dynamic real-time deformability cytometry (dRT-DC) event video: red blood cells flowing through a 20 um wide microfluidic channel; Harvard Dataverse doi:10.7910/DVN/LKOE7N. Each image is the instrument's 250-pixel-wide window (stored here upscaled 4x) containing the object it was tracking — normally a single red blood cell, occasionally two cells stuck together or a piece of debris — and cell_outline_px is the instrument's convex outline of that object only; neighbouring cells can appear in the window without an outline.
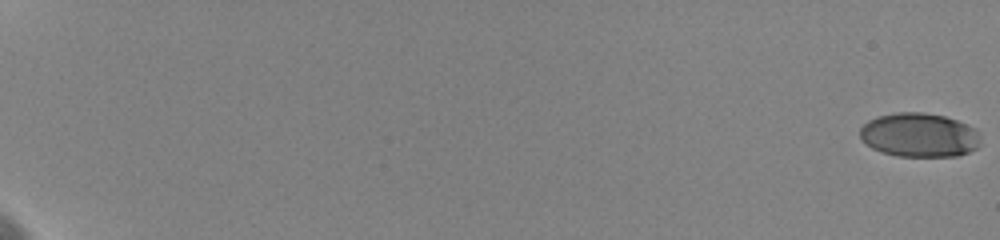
{"species": "human", "species_latin": "Homo sapiens", "temperature_condition": "cold", "stored_images_in_passage": 25, "camera_frame_rate_fps": 3000, "um_per_image_px": 0.085, "donor": {"sex": "female"}, "frame": {"image": 1, "passage_image": 1, "time_ms": 0.0, "image_size_px": [1000, 240], "cell_outline_px": [[980, 144], [976, 148], [968, 152], [956, 156], [896, 156], [880, 152], [872, 148], [860, 136], [860, 128], [868, 120], [876, 116], [896, 112], [924, 112], [944, 116], [956, 120], [976, 128], [980, 136]], "centroid_in_image_um": [78.14, 11.47], "position_along_channel_um": 6.9, "area_um2": 31.1}}
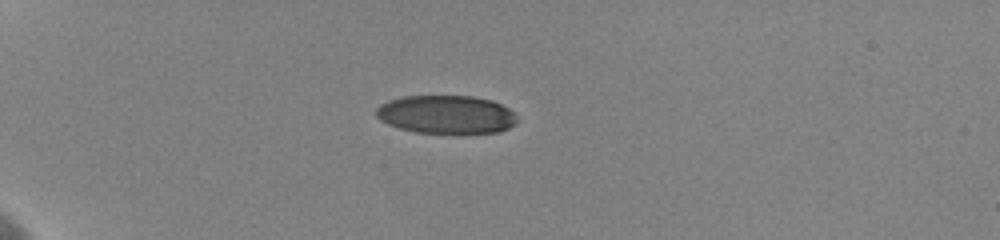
{"frame": {"image": 2, "passage_image": 10, "time_ms": 6.333, "image_size_px": [1000, 240], "cell_outline_px": [[516, 124], [500, 132], [416, 132], [400, 128], [388, 124], [380, 120], [376, 116], [376, 108], [380, 104], [388, 100], [400, 96], [472, 96], [492, 100], [516, 112]], "centroid_in_image_um": [37.92, 9.71], "position_along_channel_um": 47.1, "area_um2": 31.39}}
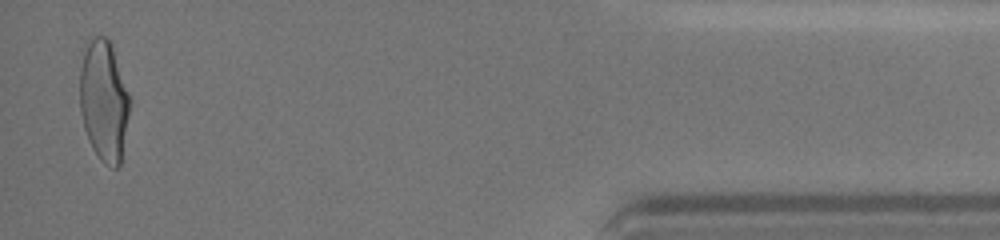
{"frame": {"image": 3, "passage_image": 25, "time_ms": 19.667, "image_size_px": [1000, 240], "cell_outline_px": [[132, 100], [120, 164], [116, 168], [112, 168], [104, 164], [100, 160], [92, 148], [88, 140], [84, 128], [80, 112], [80, 68], [84, 52], [92, 36], [108, 36], [112, 44]], "centroid_in_image_um": [8.85, 8.56], "position_along_channel_um": 426.3, "area_um2": 35.78}, "authors_computed_cell_mechanics": {"area_um2": 34.391, "velocity_mm_per_s": 3.6002, "shape_relaxation_time_tau1_ms": 4.2057, "shape_relaxation_time_tau2_ms": 0.8135, "deformation_change_tau1": 0.1399, "deformation_change_tau2": 0.0416}}